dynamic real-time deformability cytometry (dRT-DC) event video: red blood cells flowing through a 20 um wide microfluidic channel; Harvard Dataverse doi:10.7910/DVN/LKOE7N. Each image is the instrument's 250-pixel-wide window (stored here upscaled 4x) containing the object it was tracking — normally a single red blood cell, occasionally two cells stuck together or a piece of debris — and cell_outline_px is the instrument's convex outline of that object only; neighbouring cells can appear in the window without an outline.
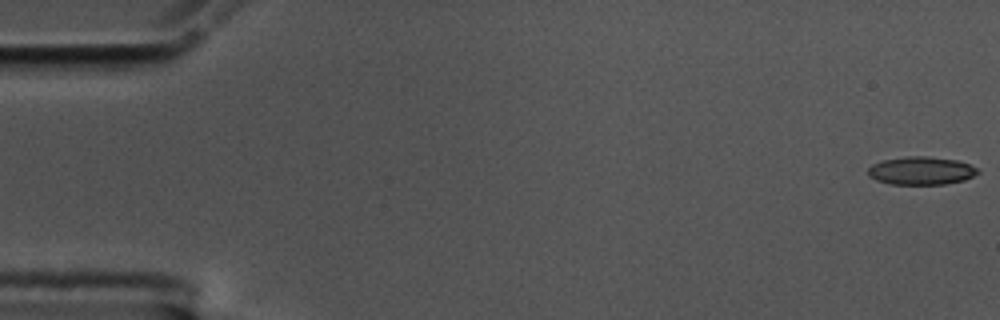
{"species": "common noctule bat (a hibernating species)", "species_latin": "Nyctalus noctula", "temperature_condition": "cold", "stored_images_in_passage": 18, "camera_frame_rate_fps": 3000, "um_per_image_px": 0.085, "animal": {"sex": "male", "body_mass_g": 17.5, "forearm_length_mm": 52.3}, "frame": {"image": 1, "passage_image": 1, "time_ms": 0.0, "image_size_px": [1000, 320], "cell_outline_px": [[980, 172], [964, 180], [944, 184], [892, 184], [876, 180], [868, 176], [868, 168], [872, 164], [884, 160], [908, 156], [924, 156], [956, 160], [968, 164], [976, 168]], "centroid_in_image_um": [78.27, 14.51], "position_along_channel_um": 6.7, "area_um2": 17.74}}
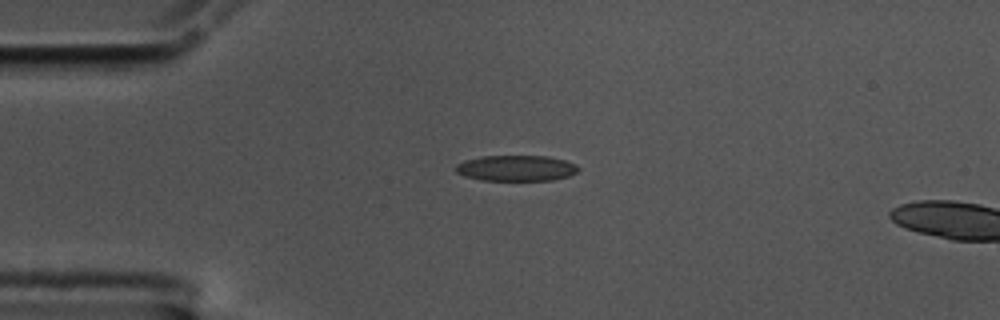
{"frame": {"image": 2, "passage_image": 14, "time_ms": 4.333, "image_size_px": [1000, 320], "cell_outline_px": [[580, 168], [576, 172], [568, 176], [552, 180], [480, 180], [464, 176], [456, 172], [456, 164], [468, 160], [484, 156], [548, 156], [564, 160], [576, 164]], "centroid_in_image_um": [43.89, 14.29], "position_along_channel_um": 41.1, "area_um2": 18.26}}